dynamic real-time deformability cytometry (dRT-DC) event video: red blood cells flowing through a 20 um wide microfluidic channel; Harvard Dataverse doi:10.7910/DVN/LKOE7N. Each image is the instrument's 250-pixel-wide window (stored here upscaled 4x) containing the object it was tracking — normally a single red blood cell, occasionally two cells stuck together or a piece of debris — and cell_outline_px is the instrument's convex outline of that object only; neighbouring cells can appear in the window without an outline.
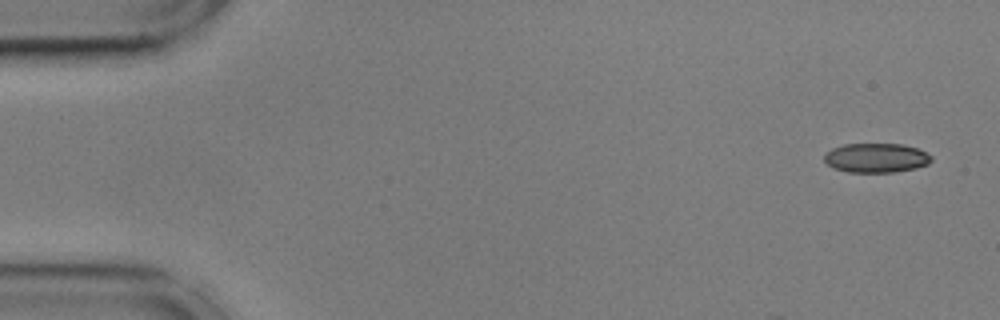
{"species": "common noctule bat (a hibernating species)", "species_latin": "Nyctalus noctula", "temperature_condition": "cold", "stored_images_in_passage": 6, "camera_frame_rate_fps": 3000, "um_per_image_px": 0.085, "animal": {"sex": "male", "body_mass_g": 17.9, "forearm_length_mm": 54.2}, "frame": {"image": 1, "passage_image": 1, "time_ms": 0.0, "image_size_px": [1000, 320], "cell_outline_px": [[932, 160], [928, 164], [916, 168], [896, 172], [848, 172], [832, 168], [824, 160], [824, 156], [832, 148], [844, 144], [900, 144], [916, 148], [932, 156]], "centroid_in_image_um": [74.47, 13.43], "position_along_channel_um": 10.5, "area_um2": 18.26}}